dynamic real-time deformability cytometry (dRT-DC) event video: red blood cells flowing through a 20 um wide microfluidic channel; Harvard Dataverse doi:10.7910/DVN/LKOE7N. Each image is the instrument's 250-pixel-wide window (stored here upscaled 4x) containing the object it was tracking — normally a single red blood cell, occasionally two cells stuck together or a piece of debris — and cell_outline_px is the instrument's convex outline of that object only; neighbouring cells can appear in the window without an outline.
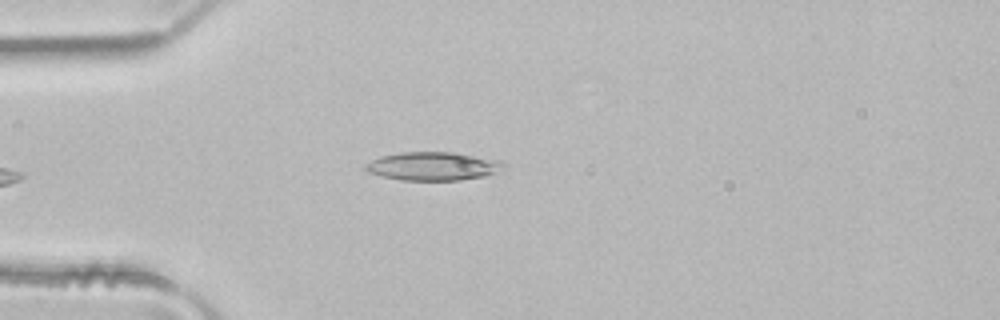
{"species": "common noctule bat (a hibernating species)", "species_latin": "Nyctalus noctula", "temperature_condition": "room temperature", "stored_images_in_passage": 4, "camera_frame_rate_fps": 3000, "um_per_image_px": 0.085, "animal": {"sex": "male", "body_mass_g": 21.5, "forearm_length_mm": 52.0}, "frame": {"image": 1, "passage_image": 4, "time_ms": 1.0, "image_size_px": [1000, 320], "cell_outline_px": [[508, 164], [504, 168], [496, 172], [484, 176], [460, 180], [400, 180], [368, 172], [364, 168], [364, 164], [380, 156], [400, 152], [452, 152], [500, 160]], "centroid_in_image_um": [36.82, 14.12], "position_along_channel_um": 48.2, "area_um2": 22.89}}